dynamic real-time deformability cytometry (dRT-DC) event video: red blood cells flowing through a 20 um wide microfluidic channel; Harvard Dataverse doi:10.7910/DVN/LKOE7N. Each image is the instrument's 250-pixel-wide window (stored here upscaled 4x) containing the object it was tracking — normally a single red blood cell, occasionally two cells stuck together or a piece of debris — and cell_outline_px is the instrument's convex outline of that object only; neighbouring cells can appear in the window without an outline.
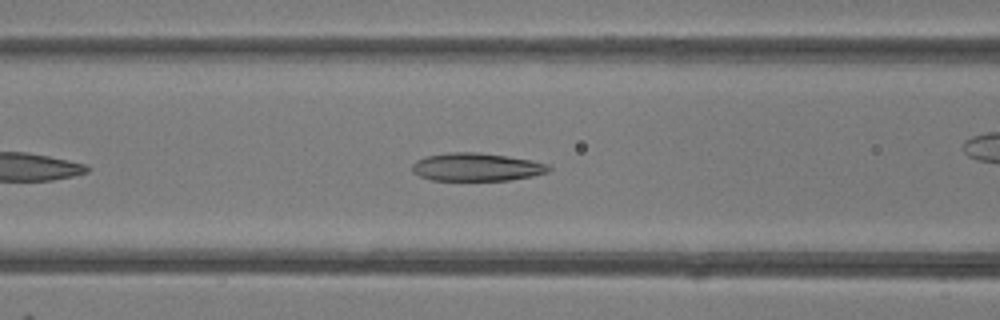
{"species": "common noctule bat (a hibernating species)", "species_latin": "Nyctalus noctula", "temperature_condition": "room temperature", "stored_images_in_passage": 33, "camera_frame_rate_fps": 3000, "um_per_image_px": 0.085, "animal": {"sex": "female"}, "frame": {"image": 1, "passage_image": 6, "time_ms": 1.667, "image_size_px": [1000, 320], "cell_outline_px": [[552, 168], [548, 172], [532, 176], [512, 180], [432, 180], [420, 176], [412, 172], [412, 164], [416, 160], [424, 156], [448, 152], [476, 152], [532, 160], [548, 164]], "centroid_in_image_um": [40.49, 14.2], "position_along_channel_um": 126.1, "area_um2": 22.37}}
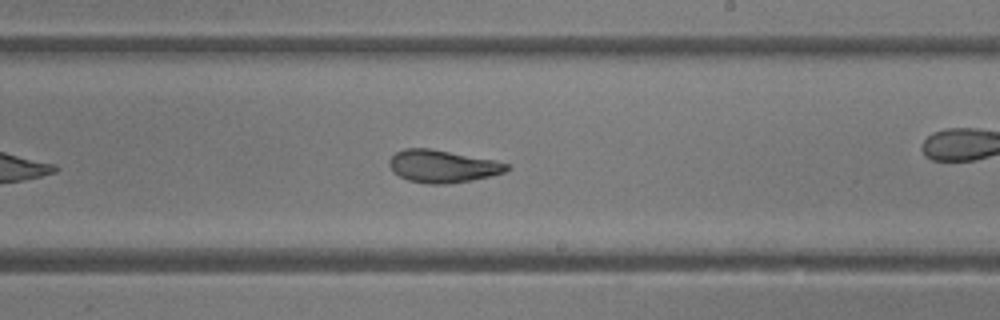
{"frame": {"image": 2, "passage_image": 15, "time_ms": 4.667, "image_size_px": [1000, 320], "cell_outline_px": [[512, 168], [504, 172], [492, 176], [472, 180], [448, 184], [428, 184], [408, 180], [400, 176], [388, 164], [388, 160], [396, 152], [404, 148], [428, 148], [496, 160], [508, 164]], "centroid_in_image_um": [37.65, 14.13], "position_along_channel_um": 251.4, "area_um2": 22.25}, "authors_computed_cell_mechanics": {"area_um2": 22.253, "velocity_mm_per_s": 4.1825, "shape_relaxation_time_tau1_ms": 5.3218, "shape_relaxation_time_tau2_ms": 1.7375, "deformation_change_tau1": 0.1883, "deformation_change_tau2": 0.0801}}